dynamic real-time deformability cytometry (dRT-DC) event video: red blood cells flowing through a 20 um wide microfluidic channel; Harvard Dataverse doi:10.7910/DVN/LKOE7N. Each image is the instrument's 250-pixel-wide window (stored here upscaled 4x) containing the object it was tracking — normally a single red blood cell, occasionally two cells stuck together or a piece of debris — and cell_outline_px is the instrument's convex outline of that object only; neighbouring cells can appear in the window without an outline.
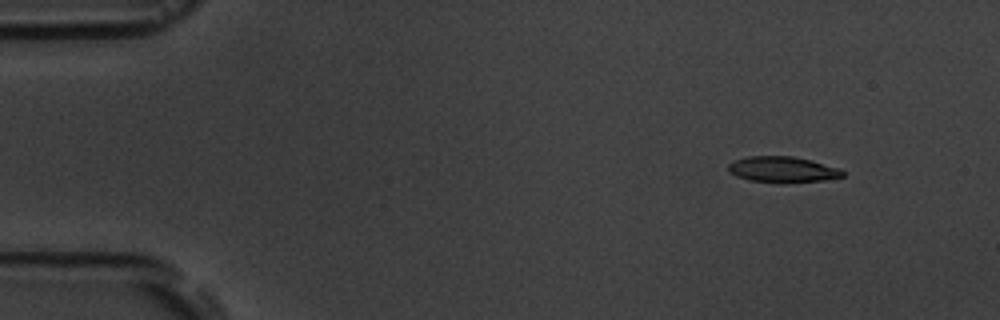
{"species": "common noctule bat (a hibernating species)", "species_latin": "Nyctalus noctula", "temperature_condition": "room temperature", "stored_images_in_passage": 3, "camera_frame_rate_fps": 3000, "um_per_image_px": 0.085, "animal": {"sex": "male", "body_mass_g": 19.5, "forearm_length_mm": 54.6}, "frame": {"image": 1, "passage_image": 1, "time_ms": 0.0, "image_size_px": [1000, 320], "cell_outline_px": [[844, 176], [824, 180], [788, 184], [780, 184], [748, 180], [736, 176], [728, 172], [728, 164], [732, 160], [748, 156], [792, 156], [812, 160], [840, 168], [844, 172]], "centroid_in_image_um": [66.5, 14.42], "position_along_channel_um": 18.5, "area_um2": 17.8}}